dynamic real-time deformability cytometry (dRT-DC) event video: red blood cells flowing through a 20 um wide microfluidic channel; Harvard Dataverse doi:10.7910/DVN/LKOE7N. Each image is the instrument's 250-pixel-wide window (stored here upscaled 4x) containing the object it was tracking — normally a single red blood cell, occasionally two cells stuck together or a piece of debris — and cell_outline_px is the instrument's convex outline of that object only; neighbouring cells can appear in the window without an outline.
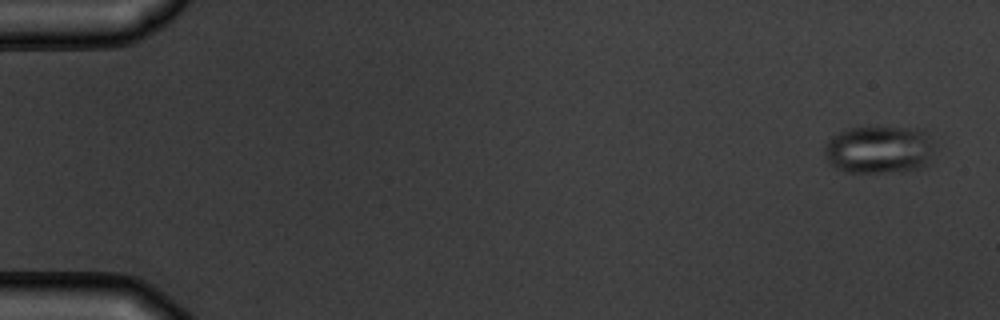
{"species": "common noctule bat (a hibernating species)", "species_latin": "Nyctalus noctula", "temperature_condition": "warm", "stored_images_in_passage": 5, "camera_frame_rate_fps": 3000, "um_per_image_px": 0.085, "animal": {"sex": "male", "body_mass_g": 19.5, "forearm_length_mm": 54.6}, "frame": {"image": 1, "passage_image": 1, "time_ms": 0.0, "image_size_px": [1000, 320], "cell_outline_px": [[936, 144], [928, 164], [924, 168], [904, 172], [844, 172], [836, 168], [828, 160], [824, 152], [824, 144], [832, 136], [848, 128], [924, 128], [928, 132]], "centroid_in_image_um": [74.8, 12.73], "position_along_channel_um": 10.2, "area_um2": 31.27}}